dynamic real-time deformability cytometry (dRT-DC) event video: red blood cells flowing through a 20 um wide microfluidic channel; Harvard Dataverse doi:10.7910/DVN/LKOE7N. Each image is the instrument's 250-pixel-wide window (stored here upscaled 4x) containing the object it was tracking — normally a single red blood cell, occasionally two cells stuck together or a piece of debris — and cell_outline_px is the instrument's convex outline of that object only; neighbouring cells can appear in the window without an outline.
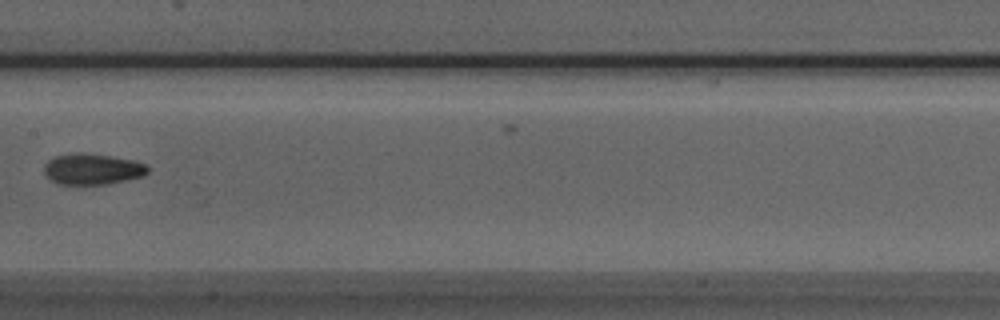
{"species": "Egyptian fruit bat (a non-hibernating species)", "species_latin": "Rousettus aegyptiacus", "temperature_condition": "room temperature", "stored_images_in_passage": 9, "camera_frame_rate_fps": 3000, "um_per_image_px": 0.085, "animal": {"sex": "male"}, "frame": {"image": 1, "passage_image": 7, "time_ms": 2.0, "image_size_px": [1000, 320], "cell_outline_px": [[148, 172], [144, 176], [108, 184], [56, 184], [48, 180], [44, 172], [44, 164], [48, 160], [56, 156], [72, 152], [84, 152], [132, 160], [144, 164], [148, 168]], "centroid_in_image_um": [7.79, 14.38], "position_along_channel_um": 199.6, "area_um2": 18.84}}
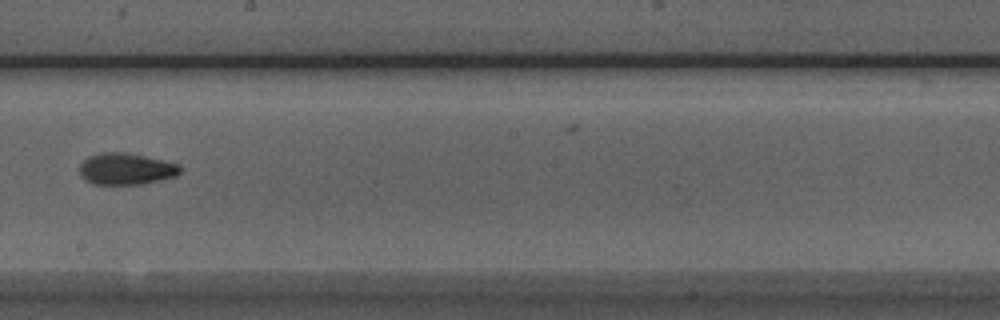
{"frame": {"image": 2, "passage_image": 8, "time_ms": 2.333, "image_size_px": [1000, 320], "cell_outline_px": [[180, 172], [176, 176], [144, 184], [92, 184], [84, 180], [80, 176], [80, 164], [88, 156], [100, 152], [124, 152], [144, 156], [180, 164]], "centroid_in_image_um": [10.68, 14.36], "position_along_channel_um": 237.5, "area_um2": 18.61}}